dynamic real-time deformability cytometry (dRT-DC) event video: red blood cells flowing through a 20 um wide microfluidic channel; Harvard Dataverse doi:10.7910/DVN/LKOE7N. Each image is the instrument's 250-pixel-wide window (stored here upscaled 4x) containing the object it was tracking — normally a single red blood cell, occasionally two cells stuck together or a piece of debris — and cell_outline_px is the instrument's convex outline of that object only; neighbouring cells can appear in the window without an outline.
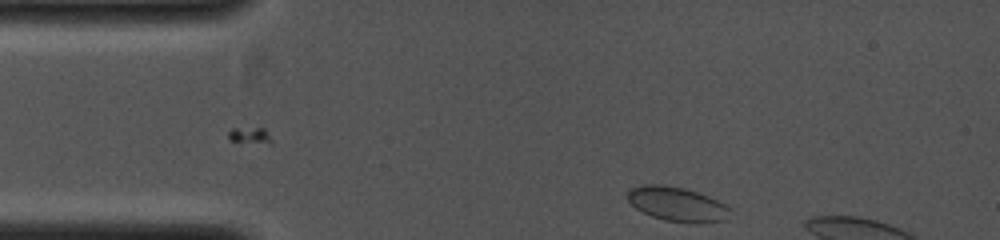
{"species": "common noctule bat (a hibernating species)", "species_latin": "Nyctalus noctula", "temperature_condition": "cold", "stored_images_in_passage": 2, "camera_frame_rate_fps": 4000, "um_per_image_px": 0.085, "animal": {"sex": "female", "body_mass_g": 19.0, "forearm_length_mm": 53.3}, "frame": {"image": 1, "passage_image": 2, "time_ms": 0.25, "image_size_px": [1000, 240], "cell_outline_px": [[732, 208], [728, 220], [664, 220], [652, 216], [636, 208], [628, 200], [628, 192], [632, 188], [644, 184], [664, 184], [684, 188], [708, 196]], "centroid_in_image_um": [57.53, 17.3], "position_along_channel_um": 27.5, "area_um2": 19.71}}